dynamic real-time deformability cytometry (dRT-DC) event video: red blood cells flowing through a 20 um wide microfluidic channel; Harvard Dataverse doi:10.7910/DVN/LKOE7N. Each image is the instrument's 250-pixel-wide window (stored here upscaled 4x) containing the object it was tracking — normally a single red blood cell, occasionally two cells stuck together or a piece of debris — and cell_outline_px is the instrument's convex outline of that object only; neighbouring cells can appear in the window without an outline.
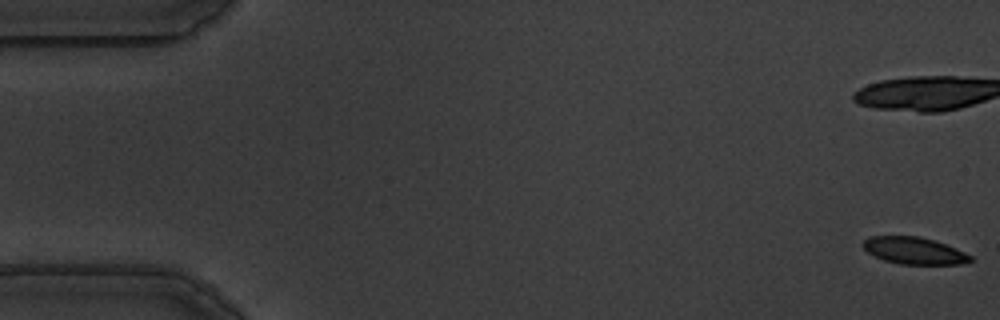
{"species": "common noctule bat (a hibernating species)", "species_latin": "Nyctalus noctula", "temperature_condition": "warm", "stored_images_in_passage": 19, "camera_frame_rate_fps": 3000, "um_per_image_px": 0.085, "animal": {"sex": "male", "body_mass_g": 19.5, "forearm_length_mm": 54.6}, "frame": {"image": 1, "passage_image": 1, "time_ms": 0.0, "image_size_px": [1000, 320], "cell_outline_px": [[976, 260], [960, 264], [900, 264], [884, 260], [868, 252], [864, 248], [864, 240], [868, 236], [920, 236], [936, 240], [956, 248], [972, 256]], "centroid_in_image_um": [77.75, 21.3], "position_along_channel_um": 7.2, "area_um2": 16.94}}